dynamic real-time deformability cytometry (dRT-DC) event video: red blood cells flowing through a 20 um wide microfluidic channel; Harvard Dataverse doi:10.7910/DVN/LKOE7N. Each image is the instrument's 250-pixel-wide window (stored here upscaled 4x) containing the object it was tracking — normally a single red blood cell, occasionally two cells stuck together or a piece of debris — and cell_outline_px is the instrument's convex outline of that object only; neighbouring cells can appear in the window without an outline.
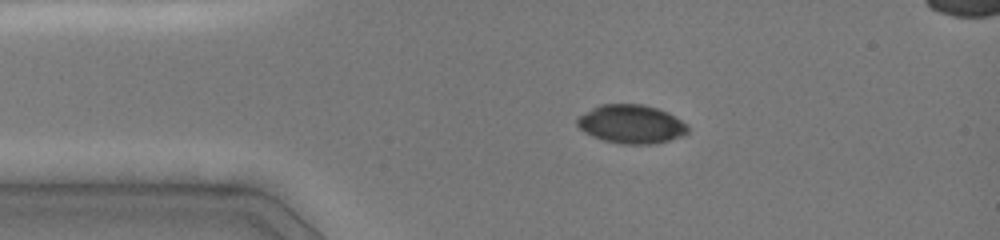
{"species": "common noctule bat (a hibernating species)", "species_latin": "Nyctalus noctula", "temperature_condition": "cold", "stored_images_in_passage": 23, "camera_frame_rate_fps": 3000, "um_per_image_px": 0.085, "animal": {"sex": "female", "body_mass_g": 19.0, "forearm_length_mm": 51.5}, "frame": {"image": 1, "passage_image": 4, "time_ms": 2.0, "image_size_px": [1000, 240], "cell_outline_px": [[688, 132], [684, 136], [652, 144], [620, 144], [604, 140], [592, 136], [584, 132], [576, 124], [576, 116], [600, 104], [644, 104], [668, 112], [688, 124]], "centroid_in_image_um": [53.65, 10.54], "position_along_channel_um": 31.4, "area_um2": 25.14}}
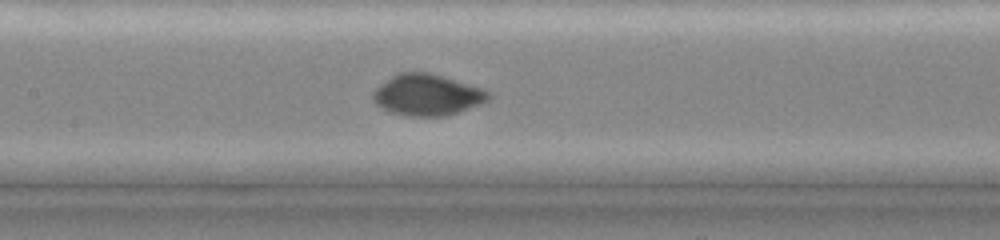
{"frame": {"image": 2, "passage_image": 12, "time_ms": 6.333, "image_size_px": [1000, 240], "cell_outline_px": [[492, 96], [488, 100], [480, 104], [444, 116], [408, 116], [388, 112], [380, 108], [372, 100], [372, 92], [380, 84], [392, 76], [400, 72], [428, 72], [484, 88], [492, 92]], "centroid_in_image_um": [36.3, 8.06], "position_along_channel_um": 171.1, "area_um2": 27.92}}
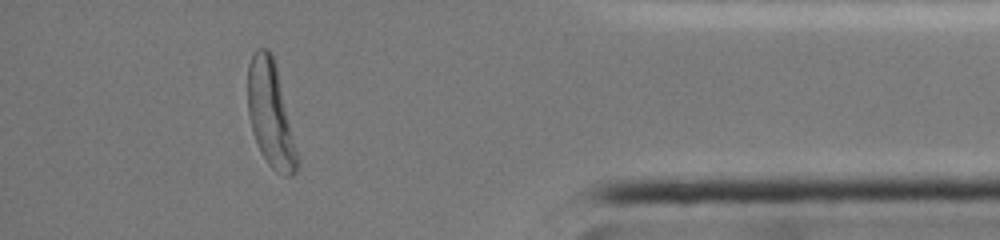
{"frame": {"image": 3, "passage_image": 21, "time_ms": 13.0, "image_size_px": [1000, 240], "cell_outline_px": [[300, 164], [296, 172], [292, 176], [284, 176], [276, 172], [268, 164], [260, 152], [252, 132], [248, 116], [248, 64], [256, 48], [268, 48], [272, 56], [276, 68], [300, 160]], "centroid_in_image_um": [23.0, 9.78], "position_along_channel_um": 412.2, "area_um2": 30.29}}